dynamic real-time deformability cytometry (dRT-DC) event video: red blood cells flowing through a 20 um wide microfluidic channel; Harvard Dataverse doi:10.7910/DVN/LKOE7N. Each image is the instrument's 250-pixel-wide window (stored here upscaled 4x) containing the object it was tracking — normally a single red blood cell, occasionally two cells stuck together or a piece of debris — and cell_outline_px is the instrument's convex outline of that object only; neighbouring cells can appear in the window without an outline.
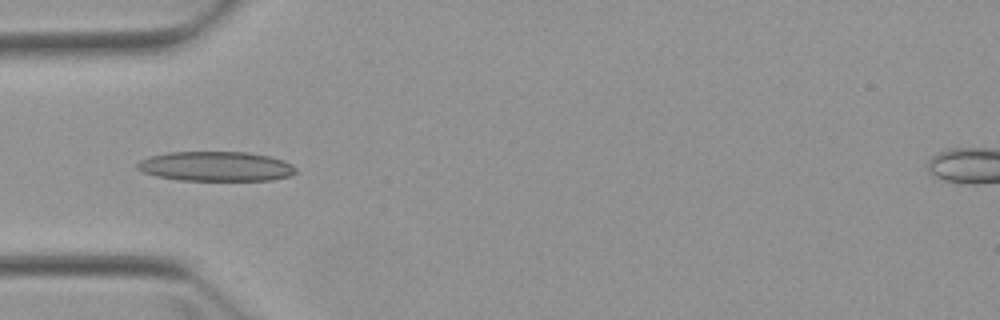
{"species": "Egyptian fruit bat (a non-hibernating species)", "species_latin": "Rousettus aegyptiacus", "temperature_condition": "warm", "stored_images_in_passage": 6, "camera_frame_rate_fps": 3000, "um_per_image_px": 0.085, "animal": {"sex": "female"}, "frame": {"image": 1, "passage_image": 5, "time_ms": 4.667, "image_size_px": [1000, 320], "cell_outline_px": [[296, 172], [288, 176], [272, 180], [176, 180], [156, 176], [140, 172], [136, 168], [136, 164], [140, 160], [148, 156], [168, 152], [248, 152], [268, 156], [284, 160], [292, 164], [296, 168]], "centroid_in_image_um": [18.3, 14.14], "position_along_channel_um": 66.7, "area_um2": 27.63}}
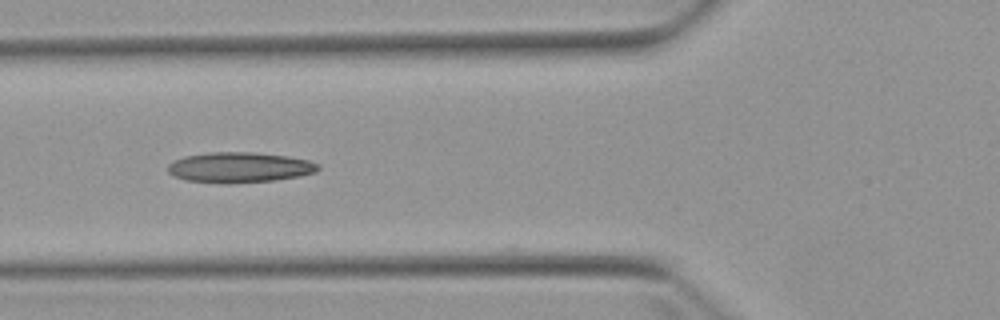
{"frame": {"image": 2, "passage_image": 6, "time_ms": 5.667, "image_size_px": [1000, 320], "cell_outline_px": [[320, 168], [316, 172], [300, 176], [272, 180], [188, 180], [172, 176], [168, 172], [168, 164], [172, 160], [184, 156], [208, 152], [256, 152], [288, 156], [308, 160], [320, 164]], "centroid_in_image_um": [20.38, 14.16], "position_along_channel_um": 105.4, "area_um2": 25.61}}